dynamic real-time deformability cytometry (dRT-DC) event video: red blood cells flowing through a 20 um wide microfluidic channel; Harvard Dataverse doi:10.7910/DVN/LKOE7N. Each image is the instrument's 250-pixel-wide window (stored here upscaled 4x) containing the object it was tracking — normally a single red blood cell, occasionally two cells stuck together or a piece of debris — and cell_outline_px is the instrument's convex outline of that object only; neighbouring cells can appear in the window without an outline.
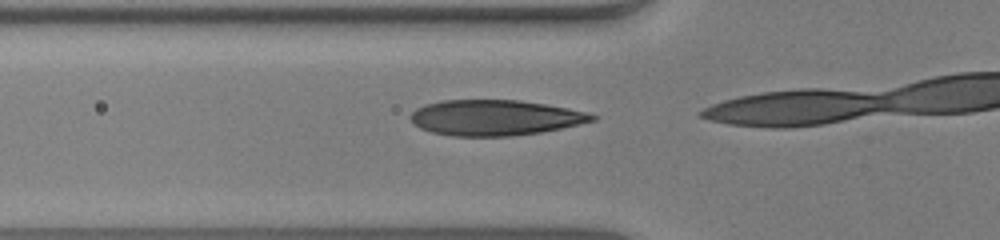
{"species": "human", "species_latin": "Homo sapiens", "temperature_condition": "warm", "stored_images_in_passage": 12, "camera_frame_rate_fps": 3000, "um_per_image_px": 0.085, "donor": {"sex": "male"}, "frame": {"image": 1, "passage_image": 10, "time_ms": 3.0, "image_size_px": [1000, 240], "cell_outline_px": [[600, 116], [596, 120], [580, 124], [540, 132], [512, 136], [452, 136], [432, 132], [420, 128], [412, 124], [408, 116], [416, 108], [424, 104], [440, 100], [520, 100], [544, 104], [588, 112]], "centroid_in_image_um": [42.04, 10.0], "position_along_channel_um": 83.8, "area_um2": 37.86}}